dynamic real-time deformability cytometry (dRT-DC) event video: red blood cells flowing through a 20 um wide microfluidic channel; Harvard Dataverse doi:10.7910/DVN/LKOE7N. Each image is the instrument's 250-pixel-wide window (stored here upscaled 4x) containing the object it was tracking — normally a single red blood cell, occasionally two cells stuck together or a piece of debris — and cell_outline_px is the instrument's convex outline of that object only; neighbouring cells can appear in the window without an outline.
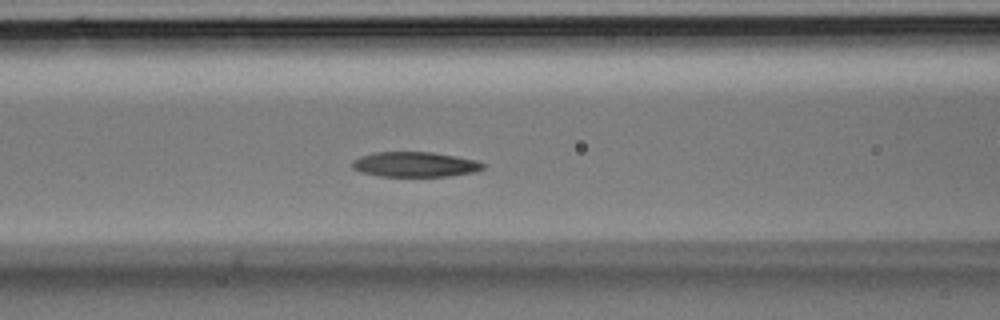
{"species": "Egyptian fruit bat (a non-hibernating species)", "species_latin": "Rousettus aegyptiacus", "temperature_condition": "room temperature", "stored_images_in_passage": 27, "camera_frame_rate_fps": 3000, "um_per_image_px": 0.085, "animal": {"sex": "male"}, "frame": {"image": 1, "passage_image": 6, "time_ms": 1.667, "image_size_px": [1000, 320], "cell_outline_px": [[484, 168], [472, 172], [448, 176], [380, 176], [360, 172], [352, 168], [352, 160], [360, 156], [376, 152], [432, 152], [456, 156], [476, 160], [484, 164]], "centroid_in_image_um": [35.23, 13.97], "position_along_channel_um": 131.4, "area_um2": 19.02}}
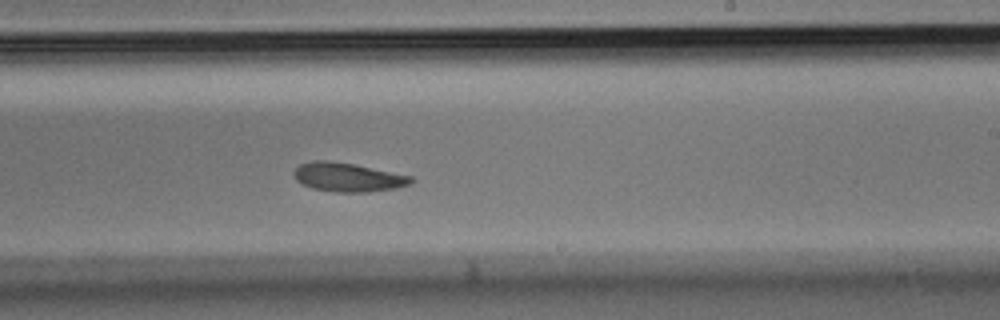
{"frame": {"image": 2, "passage_image": 13, "time_ms": 4.0, "image_size_px": [1000, 320], "cell_outline_px": [[416, 180], [412, 184], [396, 188], [368, 192], [336, 192], [312, 188], [296, 180], [292, 176], [292, 172], [300, 164], [312, 160], [328, 160], [352, 164], [412, 176]], "centroid_in_image_um": [29.57, 15.06], "position_along_channel_um": 259.4, "area_um2": 19.77}}
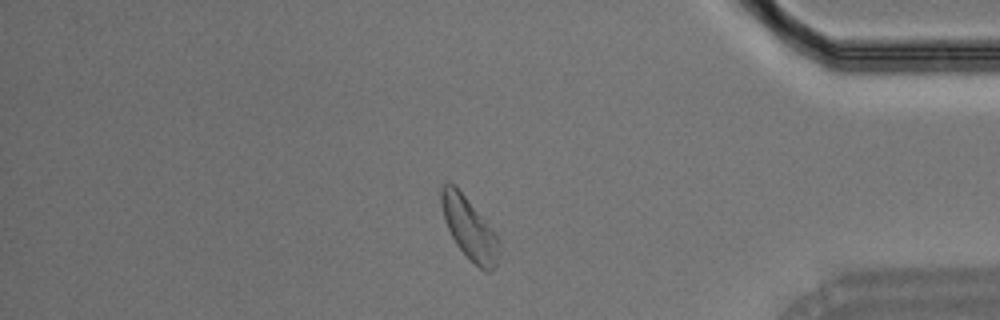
{"frame": {"image": 3, "passage_image": 22, "time_ms": 7.0, "image_size_px": [1000, 320], "cell_outline_px": [[500, 244], [496, 264], [488, 272], [480, 268], [456, 244], [444, 220], [440, 204], [440, 188], [448, 180], [464, 196], [496, 236]], "centroid_in_image_um": [39.83, 19.39], "position_along_channel_um": 395.4, "area_um2": 19.83}}